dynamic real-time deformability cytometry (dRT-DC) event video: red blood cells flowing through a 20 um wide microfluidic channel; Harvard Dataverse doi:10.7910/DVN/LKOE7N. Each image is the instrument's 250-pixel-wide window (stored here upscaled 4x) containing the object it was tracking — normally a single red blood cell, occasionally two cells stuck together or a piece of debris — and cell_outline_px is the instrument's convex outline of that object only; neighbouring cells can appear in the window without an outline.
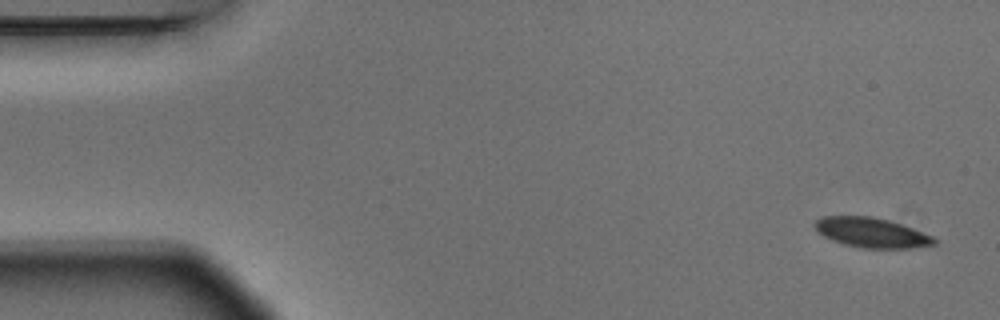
{"species": "Egyptian fruit bat (a non-hibernating species)", "species_latin": "Rousettus aegyptiacus", "temperature_condition": "warm", "stored_images_in_passage": 5, "camera_frame_rate_fps": 3000, "um_per_image_px": 0.085, "animal": {"sex": "male"}, "frame": {"image": 1, "passage_image": 1, "time_ms": 0.0, "image_size_px": [1000, 320], "cell_outline_px": [[940, 240], [936, 244], [912, 248], [860, 248], [844, 244], [832, 240], [824, 236], [812, 224], [820, 216], [872, 216], [888, 220], [912, 228], [932, 236]], "centroid_in_image_um": [74.09, 19.77], "position_along_channel_um": 10.9, "area_um2": 20.75}}
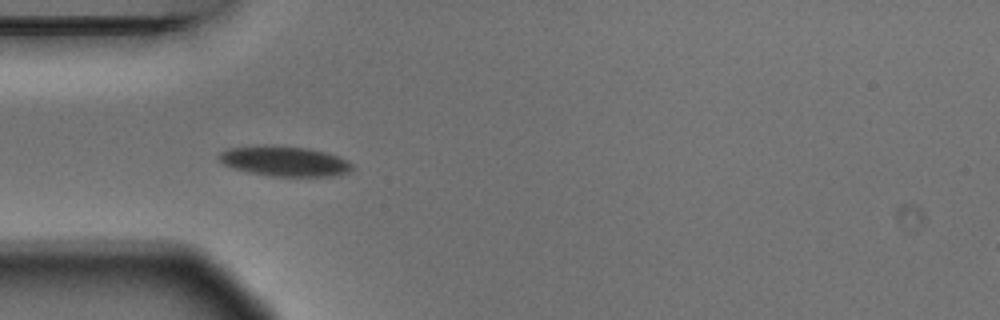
{"frame": {"image": 2, "passage_image": 4, "time_ms": 1.0, "image_size_px": [1000, 320], "cell_outline_px": [[356, 168], [340, 176], [272, 176], [248, 172], [232, 168], [224, 164], [216, 156], [220, 152], [228, 148], [308, 148], [324, 152], [336, 156], [352, 164]], "centroid_in_image_um": [24.23, 13.76], "position_along_channel_um": 60.8, "area_um2": 22.37}}
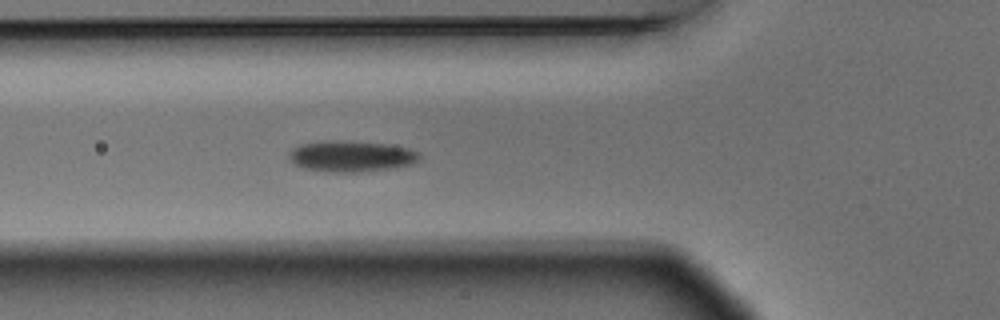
{"frame": {"image": 3, "passage_image": 5, "time_ms": 1.333, "image_size_px": [1000, 320], "cell_outline_px": [[420, 156], [412, 164], [392, 168], [360, 172], [336, 172], [300, 168], [288, 156], [288, 152], [292, 148], [300, 144], [320, 140], [344, 140], [388, 144], [408, 148], [420, 152]], "centroid_in_image_um": [29.82, 13.26], "position_along_channel_um": 96.0, "area_um2": 23.81}}